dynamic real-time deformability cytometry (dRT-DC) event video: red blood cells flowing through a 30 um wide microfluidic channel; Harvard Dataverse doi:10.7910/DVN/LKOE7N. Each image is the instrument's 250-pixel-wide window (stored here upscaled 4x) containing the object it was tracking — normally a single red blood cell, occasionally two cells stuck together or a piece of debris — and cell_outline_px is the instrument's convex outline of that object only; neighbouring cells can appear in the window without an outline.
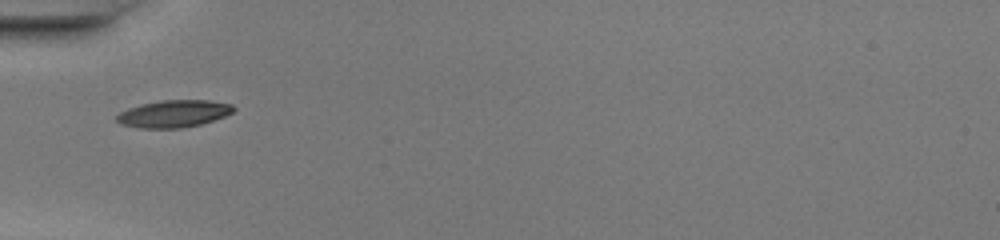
{"species": "common noctule bat (a hibernating species)", "species_latin": "Nyctalus noctula", "temperature_condition": "warm", "stored_images_in_passage": 33, "camera_frame_rate_fps": 3000, "um_per_image_px": 0.085, "animal": {"sex": "female", "body_mass_g": 20.0, "forearm_length_mm": 54.0}, "frame": {"image": 1, "passage_image": 1, "time_ms": 0.0, "image_size_px": [1000, 240], "cell_outline_px": [[236, 108], [232, 112], [224, 116], [200, 124], [180, 128], [140, 128], [120, 124], [116, 120], [116, 116], [120, 112], [128, 108], [140, 104], [160, 100], [208, 100], [232, 104]], "centroid_in_image_um": [14.74, 9.66], "position_along_channel_um": 70.3, "area_um2": 18.5}}
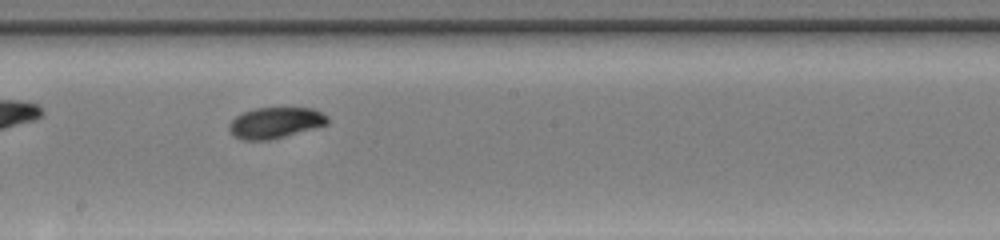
{"frame": {"image": 2, "passage_image": 12, "time_ms": 3.667, "image_size_px": [1000, 240], "cell_outline_px": [[328, 124], [284, 136], [268, 140], [240, 140], [232, 136], [228, 128], [228, 124], [236, 116], [244, 112], [256, 108], [312, 108], [328, 116]], "centroid_in_image_um": [23.36, 10.44], "position_along_channel_um": 224.8, "area_um2": 17.69}}
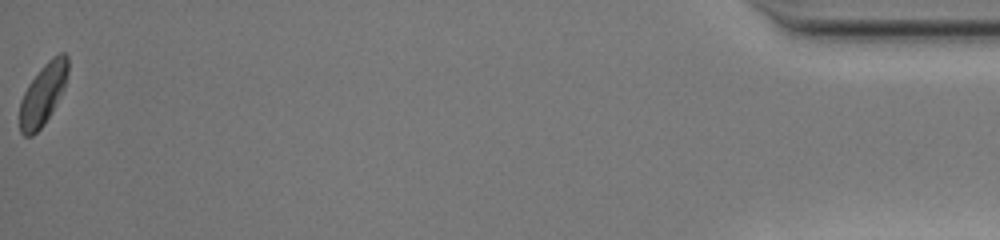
{"frame": {"image": 3, "passage_image": 33, "time_ms": 10.667, "image_size_px": [1000, 240], "cell_outline_px": [[68, 72], [64, 88], [44, 124], [32, 136], [24, 136], [20, 132], [20, 100], [28, 84], [40, 68], [52, 56], [60, 52], [64, 52], [68, 56]], "centroid_in_image_um": [3.65, 7.97], "position_along_channel_um": 431.6, "area_um2": 17.17}, "authors_computed_cell_mechanics": {"area_um2": 17.4556, "velocity_mm_per_s": 4.2413, "shape_relaxation_time_tau1_ms": 1.9199, "shape_relaxation_time_tau2_ms": 1.6879, "deformation_change_tau1": 0.1232, "deformation_change_tau2": 0.0415}}